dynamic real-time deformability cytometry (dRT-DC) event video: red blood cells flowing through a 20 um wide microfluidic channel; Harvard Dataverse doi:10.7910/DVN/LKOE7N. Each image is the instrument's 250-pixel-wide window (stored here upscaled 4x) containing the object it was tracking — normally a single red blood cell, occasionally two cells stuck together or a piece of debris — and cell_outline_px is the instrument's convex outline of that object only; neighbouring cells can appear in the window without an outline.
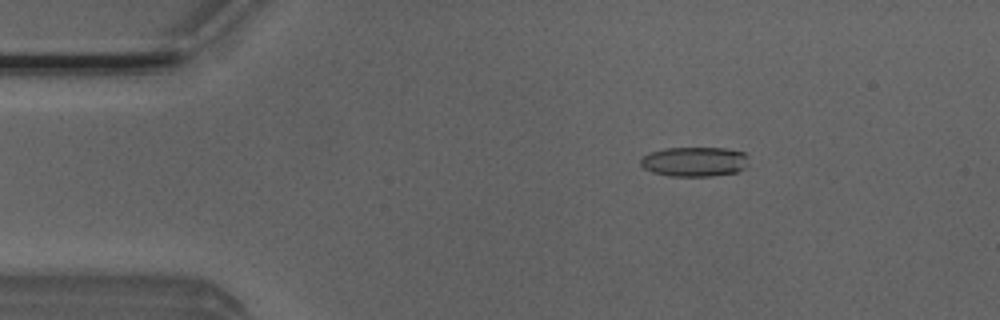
{"species": "Egyptian fruit bat (a non-hibernating species)", "species_latin": "Rousettus aegyptiacus", "temperature_condition": "room temperature", "stored_images_in_passage": 52, "camera_frame_rate_fps": 3000, "um_per_image_px": 0.085, "animal": {"sex": "male"}, "frame": {"image": 1, "passage_image": 8, "time_ms": 2.333, "image_size_px": [1000, 320], "cell_outline_px": [[748, 156], [744, 168], [736, 172], [712, 176], [668, 176], [652, 172], [644, 168], [640, 164], [640, 160], [644, 156], [652, 152], [664, 148], [724, 148], [744, 152]], "centroid_in_image_um": [59.02, 13.74], "position_along_channel_um": 26.0, "area_um2": 18.61}}
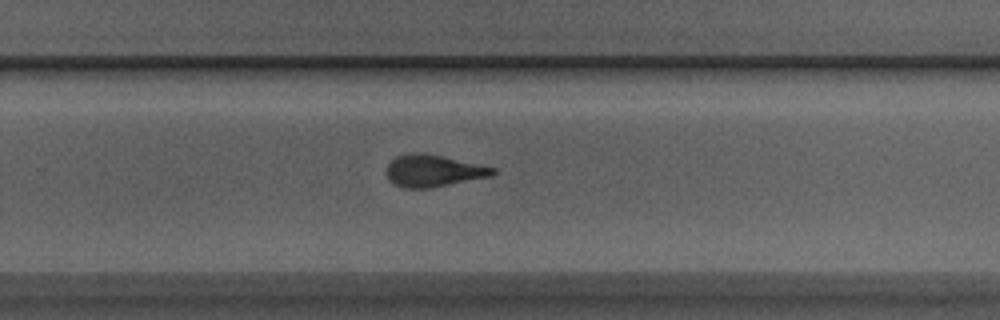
{"frame": {"image": 2, "passage_image": 33, "time_ms": 10.667, "image_size_px": [1000, 320], "cell_outline_px": [[496, 172], [492, 176], [432, 188], [404, 188], [388, 180], [384, 172], [388, 164], [396, 156], [416, 152], [420, 152], [444, 156], [496, 168]], "centroid_in_image_um": [36.82, 14.52], "position_along_channel_um": 293.0, "area_um2": 20.0}}
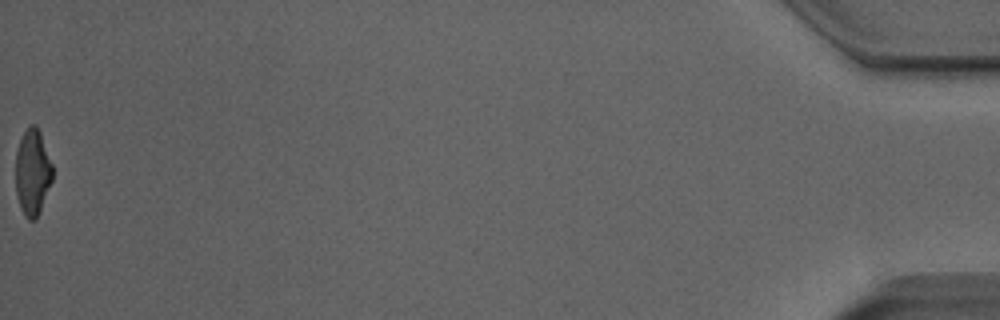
{"frame": {"image": 3, "passage_image": 52, "time_ms": 17.0, "image_size_px": [1000, 320], "cell_outline_px": [[52, 180], [36, 220], [28, 220], [24, 216], [20, 208], [16, 196], [16, 152], [20, 140], [24, 132], [32, 124], [36, 124], [40, 132], [52, 164]], "centroid_in_image_um": [2.75, 14.67], "position_along_channel_um": 432.4, "area_um2": 18.44}, "authors_computed_cell_mechanics": {"area_um2": 19.5653, "velocity_mm_per_s": 3.9185, "shape_relaxation_time_tau1_ms": 3.9109, "shape_relaxation_time_tau2_ms": 1.0646, "deformation_change_tau1": 0.1707, "deformation_change_tau2": 0.1005}}